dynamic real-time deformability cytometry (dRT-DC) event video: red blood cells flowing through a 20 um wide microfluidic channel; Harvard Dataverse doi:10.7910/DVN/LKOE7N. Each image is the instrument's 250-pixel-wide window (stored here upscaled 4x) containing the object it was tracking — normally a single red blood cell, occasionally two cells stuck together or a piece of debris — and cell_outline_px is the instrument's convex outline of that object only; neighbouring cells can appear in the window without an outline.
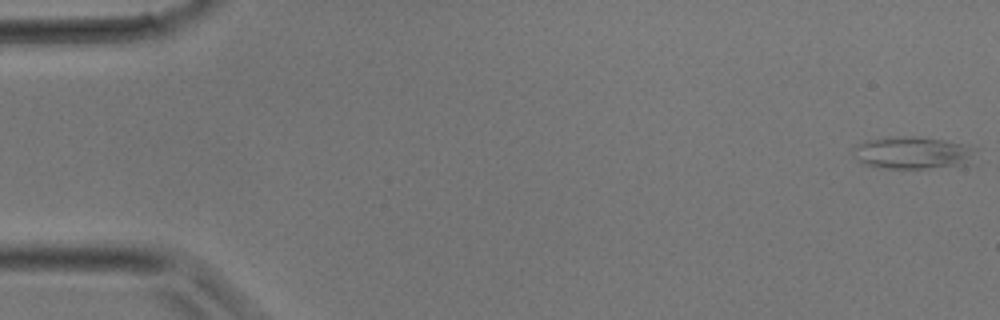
{"species": "common noctule bat (a hibernating species)", "species_latin": "Nyctalus noctula", "temperature_condition": "room temperature", "stored_images_in_passage": 36, "camera_frame_rate_fps": 3000, "um_per_image_px": 0.085, "animal": {"sex": "male", "body_mass_g": 17.9}, "frame": {"image": 1, "passage_image": 1, "time_ms": 0.0, "image_size_px": [1000, 320], "cell_outline_px": [[976, 148], [968, 164], [928, 168], [888, 168], [864, 164], [856, 160], [852, 156], [852, 152], [860, 144], [868, 140], [888, 136], [912, 136], [944, 140]], "centroid_in_image_um": [77.53, 12.98], "position_along_channel_um": 7.5, "area_um2": 22.77}}
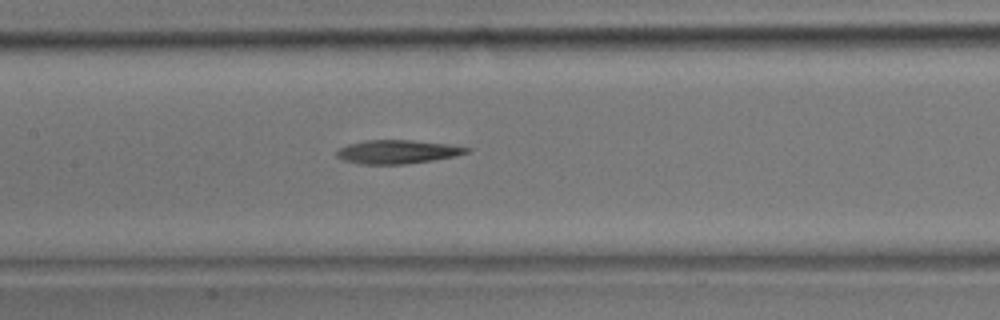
{"frame": {"image": 2, "passage_image": 17, "time_ms": 5.333, "image_size_px": [1000, 320], "cell_outline_px": [[472, 148], [468, 152], [456, 156], [432, 160], [404, 164], [360, 164], [344, 160], [336, 156], [336, 152], [340, 148], [348, 144], [364, 140], [412, 140], [448, 144]], "centroid_in_image_um": [33.78, 12.9], "position_along_channel_um": 173.6, "area_um2": 17.86}}
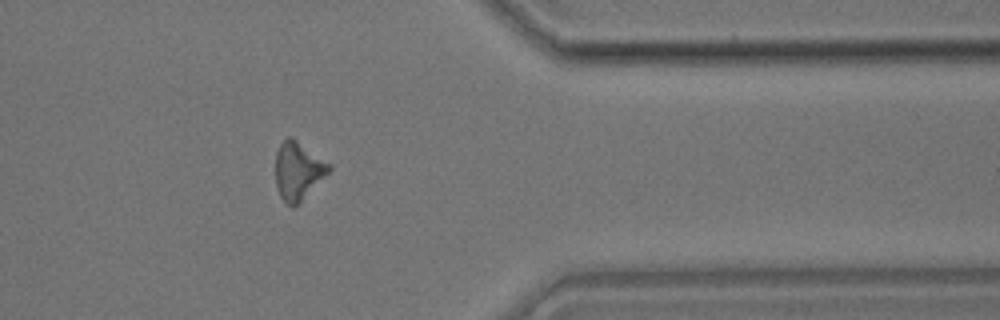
{"frame": {"image": 3, "passage_image": 29, "time_ms": 9.333, "image_size_px": [1000, 320], "cell_outline_px": [[332, 168], [300, 204], [292, 208], [280, 196], [276, 188], [276, 152], [280, 144], [288, 136], [292, 136], [332, 164]], "centroid_in_image_um": [25.35, 14.52], "position_along_channel_um": 386.0, "area_um2": 18.32}}